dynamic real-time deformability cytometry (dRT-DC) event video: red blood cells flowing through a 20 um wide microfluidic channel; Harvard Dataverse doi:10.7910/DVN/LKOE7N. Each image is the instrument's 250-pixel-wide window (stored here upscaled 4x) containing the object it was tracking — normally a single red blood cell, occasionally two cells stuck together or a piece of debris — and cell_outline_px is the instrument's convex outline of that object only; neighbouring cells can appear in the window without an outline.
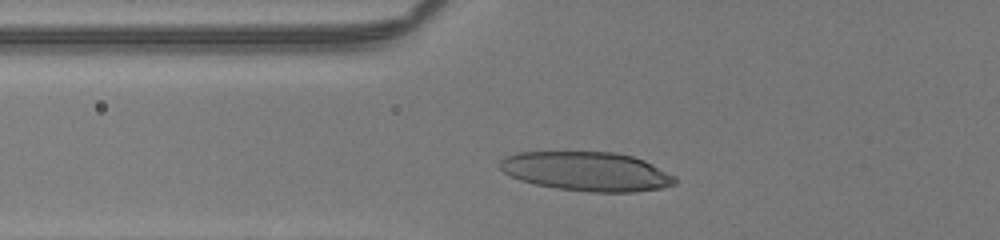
{"species": "human", "species_latin": "Homo sapiens", "temperature_condition": "room temperature", "stored_images_in_passage": 32, "camera_frame_rate_fps": 3000, "um_per_image_px": 0.085, "donor": {"sex": "male"}, "frame": {"image": 1, "passage_image": 8, "time_ms": 2.333, "image_size_px": [1000, 240], "cell_outline_px": [[676, 184], [660, 188], [636, 192], [592, 192], [556, 188], [536, 184], [520, 180], [504, 172], [500, 168], [500, 160], [504, 156], [516, 152], [616, 152], [632, 156], [644, 160], [676, 176]], "centroid_in_image_um": [49.88, 14.56], "position_along_channel_um": 75.9, "area_um2": 40.0}}
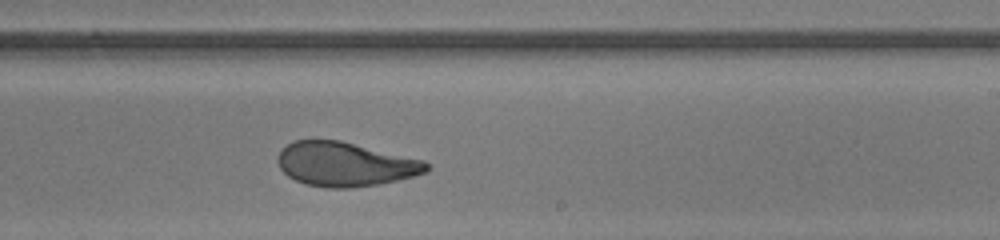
{"frame": {"image": 2, "passage_image": 22, "time_ms": 7.0, "image_size_px": [1000, 240], "cell_outline_px": [[428, 168], [424, 172], [412, 176], [380, 184], [352, 188], [324, 188], [304, 184], [288, 176], [280, 168], [280, 152], [292, 140], [340, 140], [424, 160], [428, 164]], "centroid_in_image_um": [29.34, 13.96], "position_along_channel_um": 259.7, "area_um2": 37.97}}
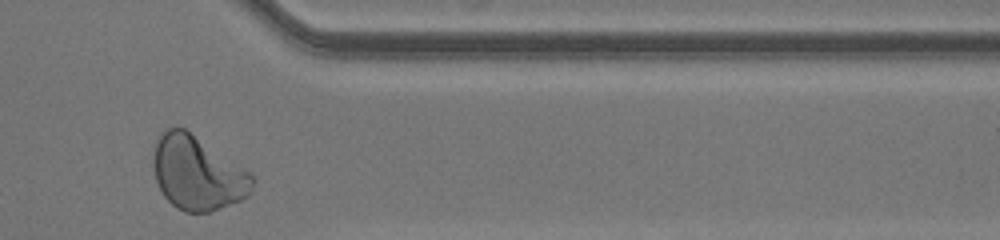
{"frame": {"image": 3, "passage_image": 32, "time_ms": 10.333, "image_size_px": [1000, 240], "cell_outline_px": [[256, 180], [252, 188], [240, 200], [220, 208], [208, 212], [184, 212], [176, 208], [164, 196], [156, 180], [152, 164], [152, 152], [156, 140], [160, 132], [168, 128], [184, 128], [252, 172]], "centroid_in_image_um": [16.76, 14.7], "position_along_channel_um": 394.6, "area_um2": 42.83}, "authors_computed_cell_mechanics": {"area_um2": 38.6104, "velocity_mm_per_s": 4.1186, "shape_relaxation_time_tau1_ms": 7.8515, "shape_relaxation_time_tau2_ms": 0.8665, "deformation_change_tau1": 0.2684, "deformation_change_tau2": 0.0752}}